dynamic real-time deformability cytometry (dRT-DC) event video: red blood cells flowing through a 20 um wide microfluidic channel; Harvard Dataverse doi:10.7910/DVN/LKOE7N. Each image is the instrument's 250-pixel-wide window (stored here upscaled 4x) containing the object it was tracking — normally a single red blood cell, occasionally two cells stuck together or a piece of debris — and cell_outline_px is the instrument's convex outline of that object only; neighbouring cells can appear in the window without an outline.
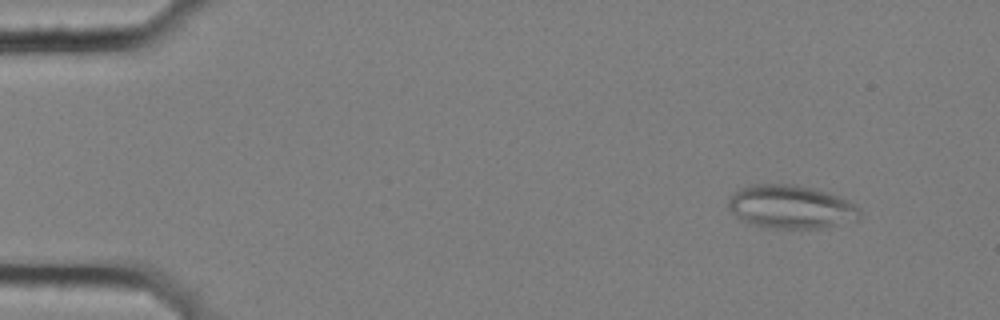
{"species": "common noctule bat (a hibernating species)", "species_latin": "Nyctalus noctula", "temperature_condition": "cold", "stored_images_in_passage": 5, "camera_frame_rate_fps": 3000, "um_per_image_px": 0.085, "animal": {"sex": "female", "body_mass_g": 25.1}, "frame": {"image": 1, "passage_image": 2, "time_ms": 0.333, "image_size_px": [1000, 320], "cell_outline_px": [[860, 220], [820, 228], [768, 228], [752, 224], [740, 220], [728, 208], [728, 200], [740, 188], [752, 184], [796, 184], [828, 192], [848, 200], [860, 212]], "centroid_in_image_um": [67.22, 17.58], "position_along_channel_um": 17.8, "area_um2": 33.23}}